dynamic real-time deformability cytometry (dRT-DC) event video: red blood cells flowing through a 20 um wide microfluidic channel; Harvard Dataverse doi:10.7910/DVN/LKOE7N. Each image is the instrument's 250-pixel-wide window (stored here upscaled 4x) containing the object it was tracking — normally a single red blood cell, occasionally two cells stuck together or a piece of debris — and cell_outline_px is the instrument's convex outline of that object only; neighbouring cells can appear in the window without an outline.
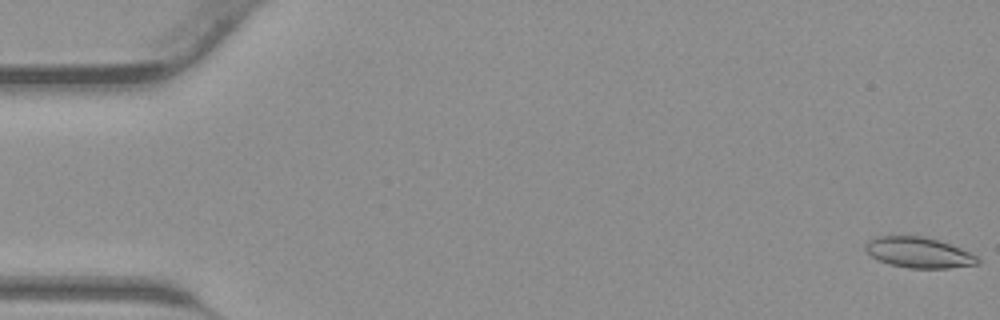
{"species": "common noctule bat (a hibernating species)", "species_latin": "Nyctalus noctula", "temperature_condition": "warm", "stored_images_in_passage": 43, "camera_frame_rate_fps": 3000, "um_per_image_px": 0.085, "animal": {"sex": "male", "body_mass_g": 23.1, "forearm_length_mm": 52.7}, "frame": {"image": 1, "passage_image": 1, "time_ms": 0.0, "image_size_px": [1000, 320], "cell_outline_px": [[980, 264], [948, 268], [908, 268], [888, 264], [872, 256], [864, 248], [868, 240], [876, 236], [924, 236], [972, 252], [980, 260]], "centroid_in_image_um": [78.11, 21.47], "position_along_channel_um": 6.9, "area_um2": 19.94}}
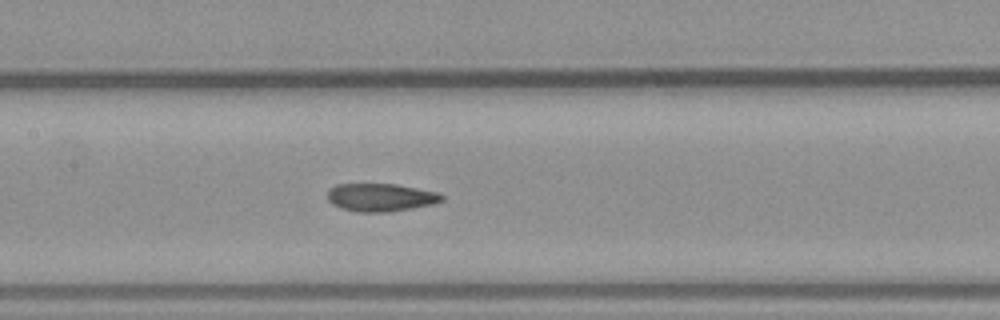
{"frame": {"image": 2, "passage_image": 21, "time_ms": 6.667, "image_size_px": [1000, 320], "cell_outline_px": [[444, 200], [432, 204], [412, 208], [388, 212], [356, 212], [340, 208], [332, 204], [328, 200], [328, 188], [336, 184], [396, 184], [440, 192], [444, 196]], "centroid_in_image_um": [32.36, 16.77], "position_along_channel_um": 175.0, "area_um2": 18.84}}
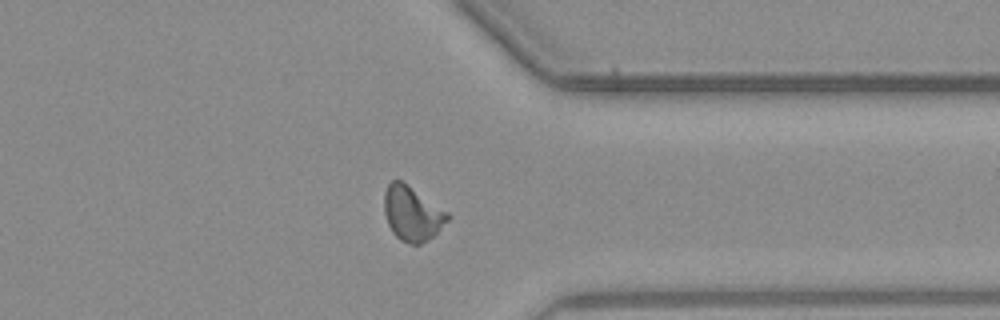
{"frame": {"image": 3, "passage_image": 34, "time_ms": 11.0, "image_size_px": [1000, 320], "cell_outline_px": [[448, 220], [428, 240], [420, 244], [408, 244], [400, 240], [392, 232], [388, 224], [384, 212], [384, 192], [388, 184], [392, 180], [400, 180], [448, 212]], "centroid_in_image_um": [35.0, 18.16], "position_along_channel_um": 376.4, "area_um2": 19.83}}